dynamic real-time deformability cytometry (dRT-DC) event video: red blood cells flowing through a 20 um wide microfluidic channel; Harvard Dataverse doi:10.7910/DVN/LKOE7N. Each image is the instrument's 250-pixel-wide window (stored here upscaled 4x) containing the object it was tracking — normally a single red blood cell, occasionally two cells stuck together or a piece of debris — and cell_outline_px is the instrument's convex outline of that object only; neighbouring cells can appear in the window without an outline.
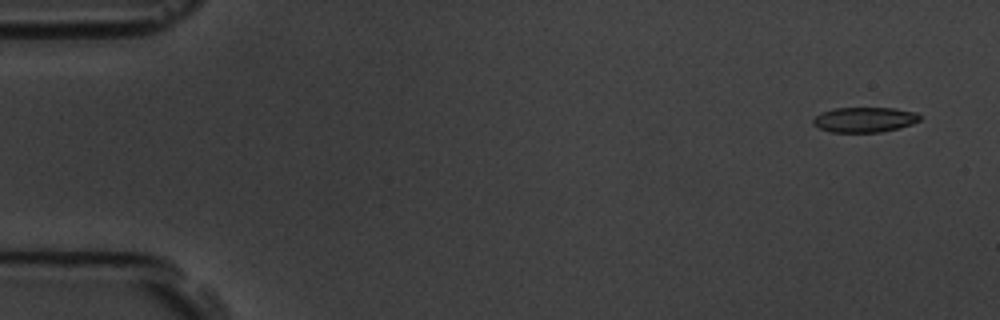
{"species": "common noctule bat (a hibernating species)", "species_latin": "Nyctalus noctula", "temperature_condition": "room temperature", "stored_images_in_passage": 3, "segment_of_instrument_passage": [2, 2], "camera_frame_rate_fps": 3000, "um_per_image_px": 0.085, "animal": {"sex": "male", "body_mass_g": 19.5, "forearm_length_mm": 54.6}, "frame": {"image": 1, "passage_image": 3, "time_ms": 2.333, "image_size_px": [1000, 320], "cell_outline_px": [[920, 120], [912, 124], [880, 132], [828, 132], [812, 124], [812, 120], [820, 112], [832, 108], [896, 108], [916, 112], [920, 116]], "centroid_in_image_um": [73.45, 10.16], "position_along_channel_um": 11.6, "area_um2": 15.66}}